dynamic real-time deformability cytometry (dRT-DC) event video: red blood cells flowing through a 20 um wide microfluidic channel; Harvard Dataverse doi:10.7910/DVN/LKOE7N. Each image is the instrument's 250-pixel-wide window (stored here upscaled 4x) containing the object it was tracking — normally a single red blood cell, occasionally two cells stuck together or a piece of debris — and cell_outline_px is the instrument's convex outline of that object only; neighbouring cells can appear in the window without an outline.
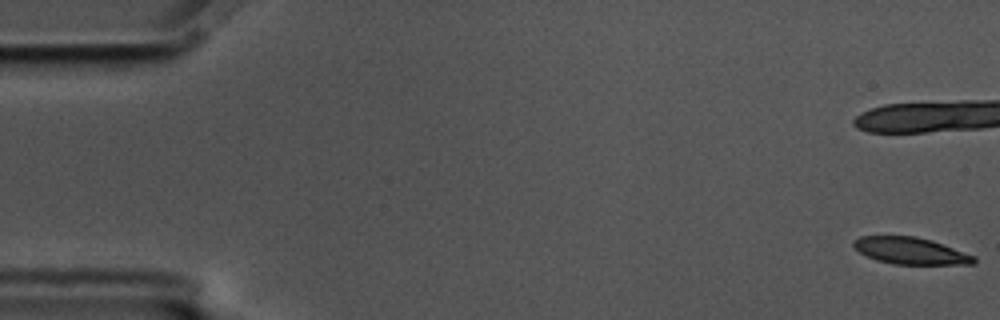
{"species": "common noctule bat (a hibernating species)", "species_latin": "Nyctalus noctula", "temperature_condition": "cold", "stored_images_in_passage": 20, "camera_frame_rate_fps": 3000, "um_per_image_px": 0.085, "animal": {"sex": "male", "body_mass_g": 17.5, "forearm_length_mm": 52.3}, "frame": {"image": 1, "passage_image": 1, "time_ms": 0.0, "image_size_px": [1000, 320], "cell_outline_px": [[976, 260], [972, 264], [892, 264], [876, 260], [860, 252], [852, 244], [860, 236], [916, 236], [932, 240], [976, 256]], "centroid_in_image_um": [77.42, 21.32], "position_along_channel_um": 7.6, "area_um2": 18.67}}